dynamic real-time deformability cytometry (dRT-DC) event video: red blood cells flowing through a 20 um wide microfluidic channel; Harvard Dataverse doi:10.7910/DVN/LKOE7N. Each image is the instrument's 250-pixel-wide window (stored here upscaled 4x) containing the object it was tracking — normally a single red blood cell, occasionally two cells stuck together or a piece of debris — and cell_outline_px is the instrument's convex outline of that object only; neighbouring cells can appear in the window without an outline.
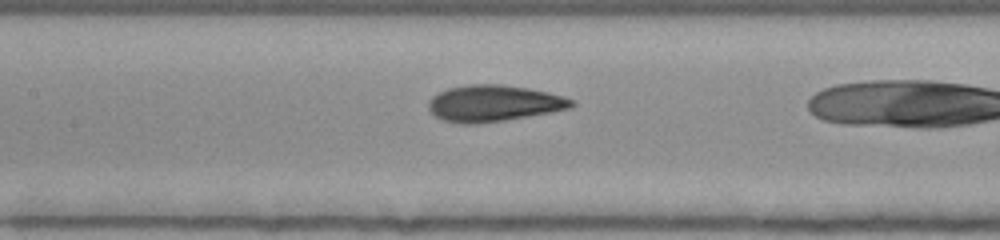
{"species": "human", "species_latin": "Homo sapiens", "temperature_condition": "room temperature", "stored_images_in_passage": 36, "camera_frame_rate_fps": 3000, "um_per_image_px": 0.085, "donor": {"sex": "female"}, "frame": {"image": 1, "passage_image": 19, "time_ms": 6.0, "image_size_px": [1000, 240], "cell_outline_px": [[576, 104], [572, 108], [552, 112], [504, 120], [476, 124], [460, 124], [444, 120], [436, 116], [428, 108], [428, 100], [432, 96], [448, 88], [468, 84], [500, 84], [528, 88], [548, 92], [576, 100]], "centroid_in_image_um": [41.99, 8.78], "position_along_channel_um": 165.4, "area_um2": 30.46}}
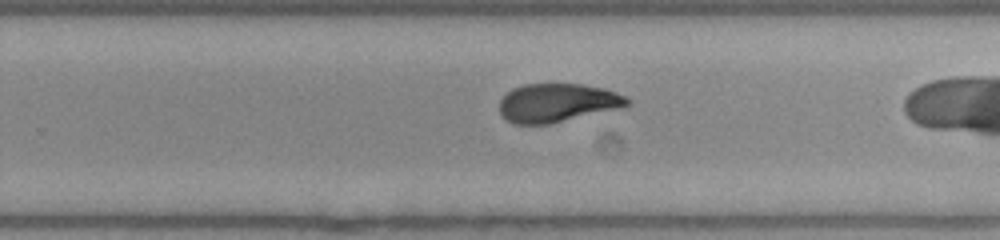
{"frame": {"image": 2, "passage_image": 28, "time_ms": 9.0, "image_size_px": [1000, 240], "cell_outline_px": [[632, 100], [628, 104], [616, 108], [548, 124], [512, 124], [500, 112], [500, 100], [512, 88], [524, 84], [584, 84], [604, 88], [616, 92]], "centroid_in_image_um": [47.34, 8.72], "position_along_channel_um": 282.5, "area_um2": 28.26}}
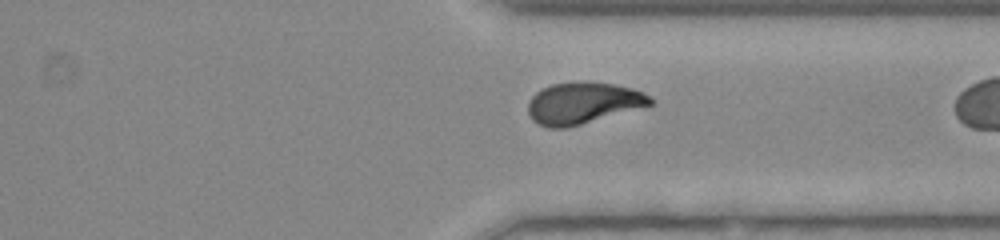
{"frame": {"image": 3, "passage_image": 34, "time_ms": 11.0, "image_size_px": [1000, 240], "cell_outline_px": [[652, 104], [568, 128], [548, 128], [536, 124], [532, 120], [528, 112], [528, 100], [536, 92], [552, 84], [580, 80], [584, 80], [616, 84], [632, 88], [648, 96], [652, 100]], "centroid_in_image_um": [49.49, 8.75], "position_along_channel_um": 361.9, "area_um2": 29.71}}